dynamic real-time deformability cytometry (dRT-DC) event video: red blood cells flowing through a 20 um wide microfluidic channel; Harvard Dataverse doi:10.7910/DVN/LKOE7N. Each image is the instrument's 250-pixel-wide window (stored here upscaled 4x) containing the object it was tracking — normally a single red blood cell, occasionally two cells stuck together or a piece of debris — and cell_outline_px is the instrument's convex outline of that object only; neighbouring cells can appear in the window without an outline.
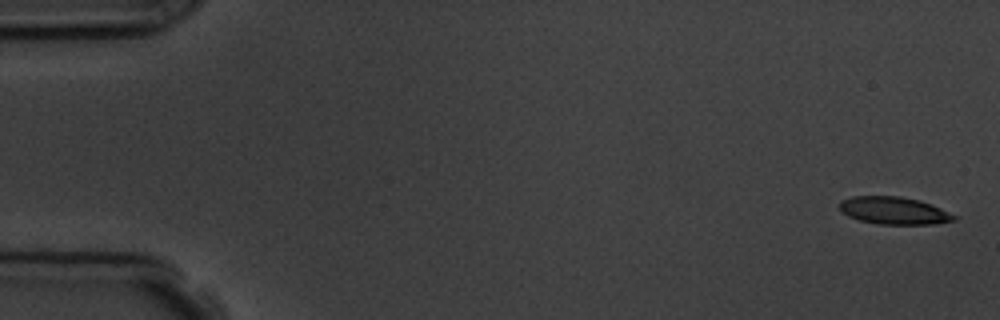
{"species": "common noctule bat (a hibernating species)", "species_latin": "Nyctalus noctula", "temperature_condition": "room temperature", "stored_images_in_passage": 5, "camera_frame_rate_fps": 3000, "um_per_image_px": 0.085, "animal": {"sex": "male", "body_mass_g": 19.5, "forearm_length_mm": 54.6}, "frame": {"image": 1, "passage_image": 1, "time_ms": 0.0, "image_size_px": [1000, 320], "cell_outline_px": [[960, 216], [956, 220], [936, 224], [880, 224], [860, 220], [848, 216], [840, 212], [840, 200], [852, 196], [900, 196], [920, 200]], "centroid_in_image_um": [76.01, 17.9], "position_along_channel_um": 9.0, "area_um2": 18.5}}